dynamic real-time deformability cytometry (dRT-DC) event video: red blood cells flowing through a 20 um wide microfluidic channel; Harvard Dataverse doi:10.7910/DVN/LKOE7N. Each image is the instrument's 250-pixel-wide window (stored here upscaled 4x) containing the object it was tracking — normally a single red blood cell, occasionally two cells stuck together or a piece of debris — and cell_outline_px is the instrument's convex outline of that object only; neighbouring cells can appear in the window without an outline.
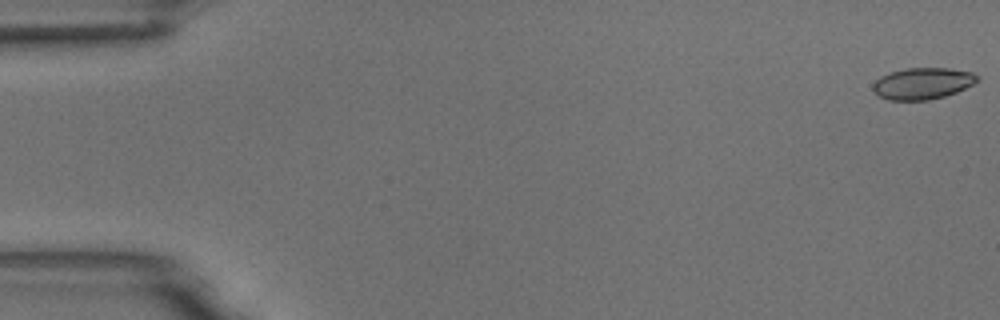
{"species": "common noctule bat (a hibernating species)", "species_latin": "Nyctalus noctula", "temperature_condition": "room temperature", "stored_images_in_passage": 8, "camera_frame_rate_fps": 3000, "um_per_image_px": 0.085, "animal": {"sex": "male", "body_mass_g": 18.8}, "frame": {"image": 1, "passage_image": 1, "time_ms": 0.0, "image_size_px": [1000, 320], "cell_outline_px": [[980, 80], [956, 92], [944, 96], [928, 100], [888, 100], [880, 96], [872, 88], [872, 84], [880, 76], [888, 72], [904, 68], [948, 68], [972, 72], [980, 76]], "centroid_in_image_um": [78.41, 7.08], "position_along_channel_um": 6.6, "area_um2": 19.25}}